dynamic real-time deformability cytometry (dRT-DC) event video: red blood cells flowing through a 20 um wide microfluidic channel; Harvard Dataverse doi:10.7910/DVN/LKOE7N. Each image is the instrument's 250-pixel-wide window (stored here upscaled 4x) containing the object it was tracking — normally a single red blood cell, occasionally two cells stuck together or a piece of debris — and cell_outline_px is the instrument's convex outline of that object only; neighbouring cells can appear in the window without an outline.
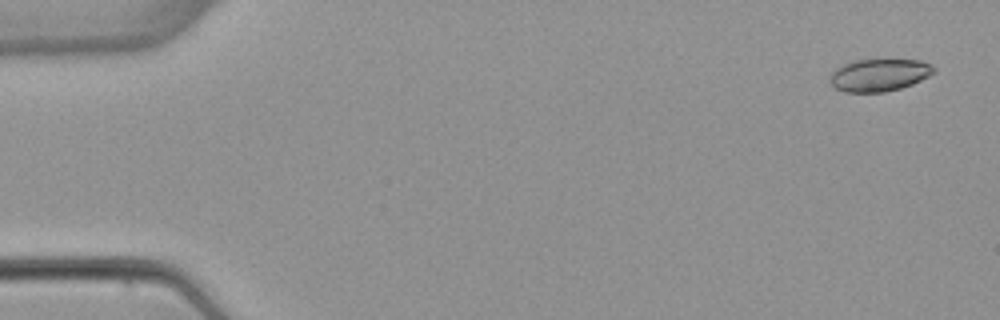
{"species": "common noctule bat (a hibernating species)", "species_latin": "Nyctalus noctula", "temperature_condition": "warm", "stored_images_in_passage": 5, "camera_frame_rate_fps": 3000, "um_per_image_px": 0.085, "animal": {"sex": "female", "body_mass_g": 22.7, "forearm_length_mm": 54.2}, "frame": {"image": 1, "passage_image": 1, "time_ms": 0.0, "image_size_px": [1000, 320], "cell_outline_px": [[936, 72], [912, 84], [900, 88], [884, 92], [844, 92], [836, 88], [828, 80], [828, 76], [836, 68], [844, 64], [856, 60], [920, 60], [932, 64], [936, 68]], "centroid_in_image_um": [74.73, 6.38], "position_along_channel_um": 10.3, "area_um2": 19.65}}
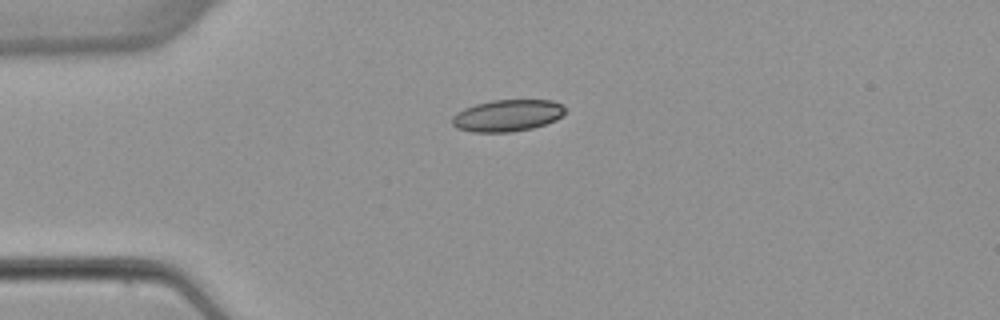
{"frame": {"image": 2, "passage_image": 4, "time_ms": 3.667, "image_size_px": [1000, 320], "cell_outline_px": [[564, 112], [556, 120], [532, 128], [512, 132], [472, 132], [456, 128], [452, 124], [452, 116], [456, 112], [464, 108], [476, 104], [492, 100], [552, 100], [560, 104], [564, 108]], "centroid_in_image_um": [43.08, 9.82], "position_along_channel_um": 41.9, "area_um2": 20.87}}